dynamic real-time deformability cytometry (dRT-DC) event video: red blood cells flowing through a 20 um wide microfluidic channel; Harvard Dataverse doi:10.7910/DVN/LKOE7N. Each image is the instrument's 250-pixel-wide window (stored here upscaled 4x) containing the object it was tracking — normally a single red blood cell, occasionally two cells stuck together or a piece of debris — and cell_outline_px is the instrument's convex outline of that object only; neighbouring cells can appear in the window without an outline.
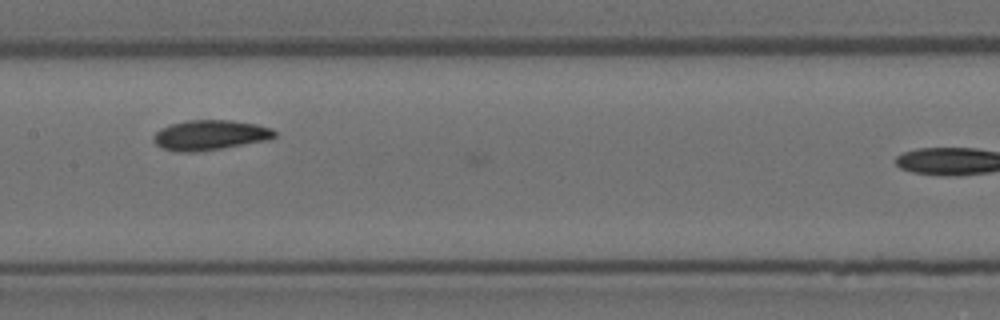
{"species": "Egyptian fruit bat (a non-hibernating species)", "species_latin": "Rousettus aegyptiacus", "temperature_condition": "room temperature", "stored_images_in_passage": 20, "camera_frame_rate_fps": 3000, "um_per_image_px": 0.085, "animal": {"sex": "female"}, "frame": {"image": 1, "passage_image": 19, "time_ms": 6.0, "image_size_px": [1000, 320], "cell_outline_px": [[276, 136], [268, 140], [196, 152], [176, 152], [160, 148], [152, 140], [152, 136], [160, 128], [184, 120], [232, 120], [256, 124], [272, 128], [276, 132]], "centroid_in_image_um": [17.81, 11.48], "position_along_channel_um": 189.6, "area_um2": 21.33}}